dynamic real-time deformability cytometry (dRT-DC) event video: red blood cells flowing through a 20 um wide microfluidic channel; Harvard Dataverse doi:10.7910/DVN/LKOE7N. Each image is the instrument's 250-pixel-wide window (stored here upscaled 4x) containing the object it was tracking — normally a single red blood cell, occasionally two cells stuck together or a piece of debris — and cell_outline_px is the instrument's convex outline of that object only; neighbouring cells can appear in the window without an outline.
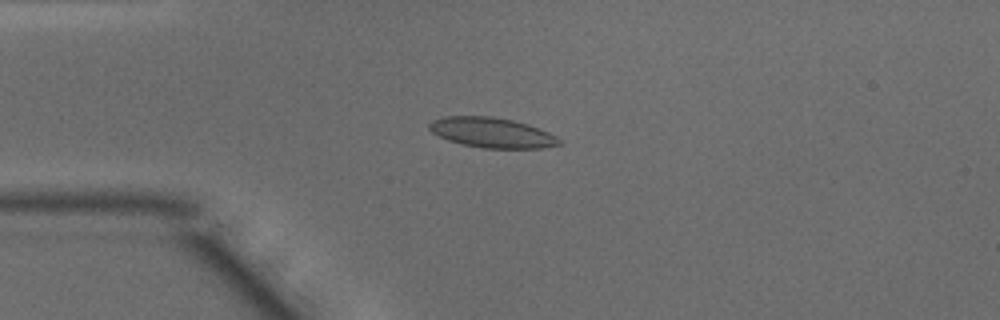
{"species": "common noctule bat (a hibernating species)", "species_latin": "Nyctalus noctula", "temperature_condition": "warm", "stored_images_in_passage": 49, "camera_frame_rate_fps": 3000, "um_per_image_px": 0.085, "animal": {"sex": "male", "body_mass_g": 15.6}, "frame": {"image": 1, "passage_image": 12, "time_ms": 3.667, "image_size_px": [1000, 320], "cell_outline_px": [[560, 144], [544, 148], [484, 148], [464, 144], [448, 140], [432, 132], [428, 128], [428, 124], [432, 120], [444, 116], [492, 116], [512, 120], [528, 124], [540, 128], [556, 136], [560, 140]], "centroid_in_image_um": [41.81, 11.26], "position_along_channel_um": 43.2, "area_um2": 22.72}}
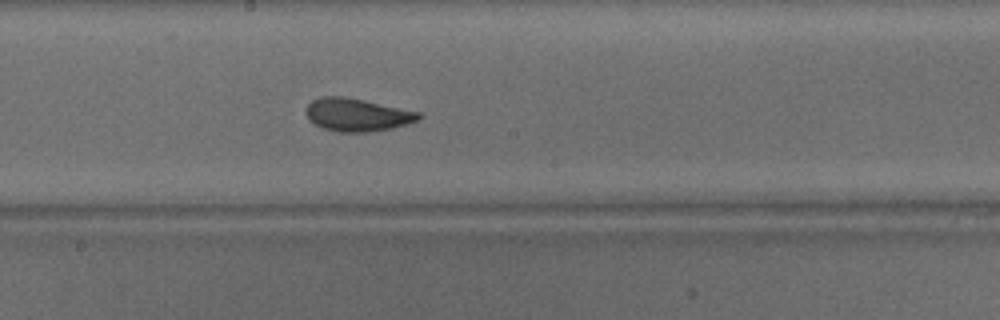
{"frame": {"image": 2, "passage_image": 26, "time_ms": 8.333, "image_size_px": [1000, 320], "cell_outline_px": [[420, 120], [392, 128], [368, 132], [340, 132], [324, 128], [308, 120], [304, 112], [308, 104], [312, 100], [320, 96], [344, 96], [364, 100], [420, 112]], "centroid_in_image_um": [30.32, 9.75], "position_along_channel_um": 217.9, "area_um2": 21.62}}
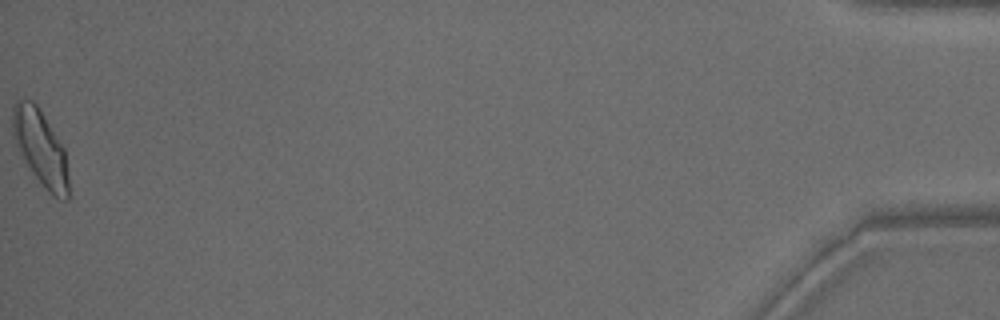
{"frame": {"image": 3, "passage_image": 49, "time_ms": 16.0, "image_size_px": [1000, 320], "cell_outline_px": [[72, 196], [68, 200], [60, 200], [52, 196], [44, 188], [24, 160], [16, 144], [12, 132], [12, 108], [16, 100], [32, 100], [40, 108], [64, 148]], "centroid_in_image_um": [3.49, 12.62], "position_along_channel_um": 431.7, "area_um2": 25.03}, "authors_computed_cell_mechanics": {"area_um2": 21.9062, "velocity_mm_per_s": 4.1197, "shape_relaxation_time_tau1_ms": 3.4229, "shape_relaxation_time_tau2_ms": 1.1266, "deformation_change_tau1": 0.1208, "deformation_change_tau2": 0.0603}}